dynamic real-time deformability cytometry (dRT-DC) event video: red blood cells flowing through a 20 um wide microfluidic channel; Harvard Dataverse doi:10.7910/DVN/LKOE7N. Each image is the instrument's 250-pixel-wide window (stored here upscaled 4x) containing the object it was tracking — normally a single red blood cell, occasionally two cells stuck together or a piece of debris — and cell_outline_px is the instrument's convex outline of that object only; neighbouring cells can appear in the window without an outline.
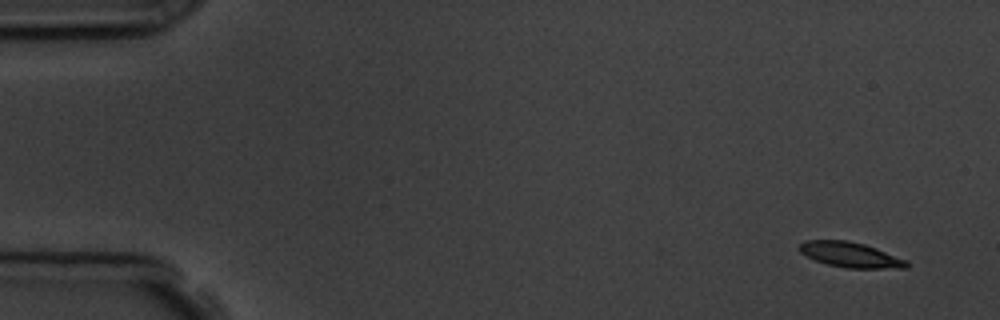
{"species": "common noctule bat (a hibernating species)", "species_latin": "Nyctalus noctula", "temperature_condition": "room temperature", "stored_images_in_passage": 5, "segment_of_instrument_passage": [1, 2], "camera_frame_rate_fps": 3000, "um_per_image_px": 0.085, "animal": {"sex": "male", "body_mass_g": 19.5, "forearm_length_mm": 54.6}, "frame": {"image": 1, "passage_image": 1, "time_ms": 0.0, "image_size_px": [1000, 320], "cell_outline_px": [[908, 268], [844, 268], [828, 264], [816, 260], [800, 252], [796, 248], [804, 240], [848, 240], [864, 244], [876, 248], [908, 260]], "centroid_in_image_um": [72.28, 21.65], "position_along_channel_um": 12.7, "area_um2": 15.78}}